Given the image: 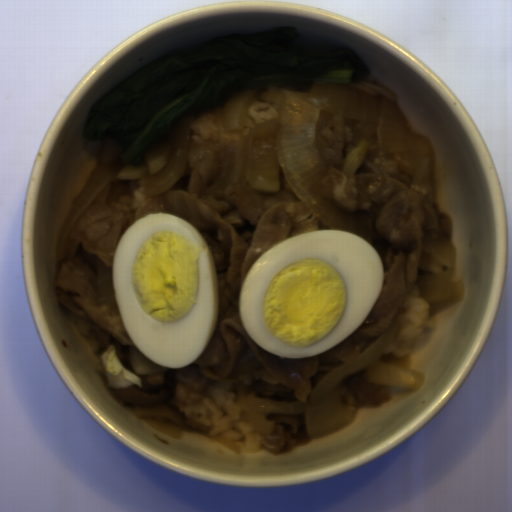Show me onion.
Listing matches in <instances>:
<instances>
[{"mask_svg":"<svg viewBox=\"0 0 512 512\" xmlns=\"http://www.w3.org/2000/svg\"><path fill=\"white\" fill-rule=\"evenodd\" d=\"M113 395L130 413L152 429L172 438L182 439L186 430L183 417L169 402L170 390L145 393L132 388H113Z\"/></svg>","mask_w":512,"mask_h":512,"instance_id":"2ce2d468","label":"onion"},{"mask_svg":"<svg viewBox=\"0 0 512 512\" xmlns=\"http://www.w3.org/2000/svg\"><path fill=\"white\" fill-rule=\"evenodd\" d=\"M401 328V323L395 321L364 352L324 376L306 402L285 403L254 394L236 401L240 423L250 424L262 437H269L275 429V420L266 417L269 413L302 414L304 429L308 437L314 439L337 432L355 421L356 408L342 403L339 389L343 380L357 372L368 383L420 390L424 373L380 360L395 345Z\"/></svg>","mask_w":512,"mask_h":512,"instance_id":"6bf65262","label":"onion"},{"mask_svg":"<svg viewBox=\"0 0 512 512\" xmlns=\"http://www.w3.org/2000/svg\"><path fill=\"white\" fill-rule=\"evenodd\" d=\"M456 246L451 241L429 240L421 247L417 283L420 297L429 306L431 318L451 304L463 301L462 282L453 281Z\"/></svg>","mask_w":512,"mask_h":512,"instance_id":"23ac38db","label":"onion"},{"mask_svg":"<svg viewBox=\"0 0 512 512\" xmlns=\"http://www.w3.org/2000/svg\"><path fill=\"white\" fill-rule=\"evenodd\" d=\"M408 295V270L403 262L383 277L380 299L365 320L385 317L394 310L405 308L408 306Z\"/></svg>","mask_w":512,"mask_h":512,"instance_id":"275d332c","label":"onion"},{"mask_svg":"<svg viewBox=\"0 0 512 512\" xmlns=\"http://www.w3.org/2000/svg\"><path fill=\"white\" fill-rule=\"evenodd\" d=\"M190 164V136L186 129L172 134L168 148L156 155H143L139 165L121 162L118 150L100 163L84 189L75 197L60 229L57 258L62 256L65 241L84 213L97 197L116 179H137L142 194L154 198L172 188L186 173Z\"/></svg>","mask_w":512,"mask_h":512,"instance_id":"55239325","label":"onion"},{"mask_svg":"<svg viewBox=\"0 0 512 512\" xmlns=\"http://www.w3.org/2000/svg\"><path fill=\"white\" fill-rule=\"evenodd\" d=\"M130 363L134 372L140 375L163 374L169 367H162L149 359L138 347L130 352Z\"/></svg>","mask_w":512,"mask_h":512,"instance_id":"9b606d95","label":"onion"},{"mask_svg":"<svg viewBox=\"0 0 512 512\" xmlns=\"http://www.w3.org/2000/svg\"><path fill=\"white\" fill-rule=\"evenodd\" d=\"M255 89L231 92L224 109L223 122L229 132L243 129L248 110L254 103Z\"/></svg>","mask_w":512,"mask_h":512,"instance_id":"25a0d678","label":"onion"},{"mask_svg":"<svg viewBox=\"0 0 512 512\" xmlns=\"http://www.w3.org/2000/svg\"><path fill=\"white\" fill-rule=\"evenodd\" d=\"M330 108L354 121L363 135L342 161L347 177L369 152L383 150L402 174L414 177L434 198L431 139L413 133L394 92L376 83L318 84L289 90L275 121L254 128L241 143L222 144L220 186L277 193L282 171L299 200L329 229L353 232L375 248L377 228L368 215L341 210L323 195L328 169L317 145L320 112Z\"/></svg>","mask_w":512,"mask_h":512,"instance_id":"06740285","label":"onion"},{"mask_svg":"<svg viewBox=\"0 0 512 512\" xmlns=\"http://www.w3.org/2000/svg\"><path fill=\"white\" fill-rule=\"evenodd\" d=\"M113 267H107L104 262L95 255V300L96 305H107L109 313L120 314L118 302L112 282Z\"/></svg>","mask_w":512,"mask_h":512,"instance_id":"bf0cefb9","label":"onion"}]
</instances>
